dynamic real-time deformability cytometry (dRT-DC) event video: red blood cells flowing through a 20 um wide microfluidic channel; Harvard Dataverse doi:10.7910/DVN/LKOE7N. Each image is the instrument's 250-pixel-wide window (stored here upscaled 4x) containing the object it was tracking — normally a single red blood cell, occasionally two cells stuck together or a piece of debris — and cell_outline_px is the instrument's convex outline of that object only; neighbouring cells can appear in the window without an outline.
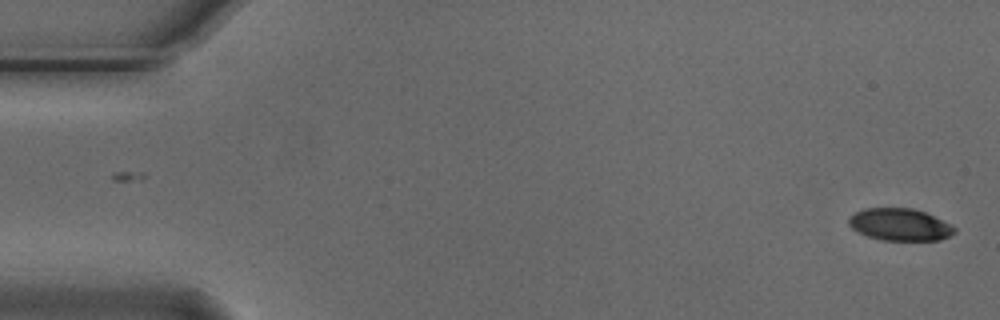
{"species": "Egyptian fruit bat (a non-hibernating species)", "species_latin": "Rousettus aegyptiacus", "temperature_condition": "cold", "stored_images_in_passage": 2, "camera_frame_rate_fps": 3000, "um_per_image_px": 0.085, "animal": {"sex": "male"}, "frame": {"image": 1, "passage_image": 2, "time_ms": 0.333, "image_size_px": [1000, 320], "cell_outline_px": [[956, 232], [940, 240], [884, 240], [868, 236], [852, 228], [848, 224], [848, 220], [856, 212], [864, 208], [912, 208], [924, 212], [956, 228]], "centroid_in_image_um": [76.47, 19.09], "position_along_channel_um": 8.5, "area_um2": 19.42}}